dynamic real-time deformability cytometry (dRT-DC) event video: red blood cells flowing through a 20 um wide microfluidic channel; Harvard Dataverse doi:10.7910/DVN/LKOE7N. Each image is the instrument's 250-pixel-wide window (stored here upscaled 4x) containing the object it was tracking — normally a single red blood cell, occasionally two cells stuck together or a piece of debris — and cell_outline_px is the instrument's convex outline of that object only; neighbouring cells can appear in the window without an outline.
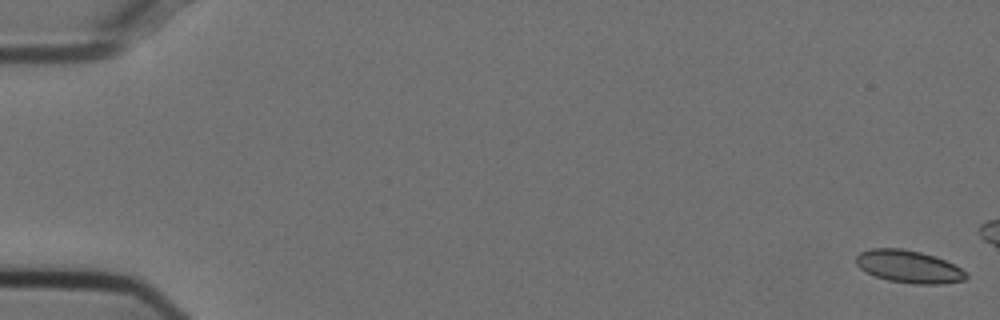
{"species": "Egyptian fruit bat (a non-hibernating species)", "species_latin": "Rousettus aegyptiacus", "temperature_condition": "cold", "stored_images_in_passage": 15, "camera_frame_rate_fps": 3000, "um_per_image_px": 0.085, "animal": {"sex": "female"}, "frame": {"image": 1, "passage_image": 1, "time_ms": 0.0, "image_size_px": [1000, 320], "cell_outline_px": [[968, 276], [964, 280], [940, 284], [916, 284], [888, 280], [876, 276], [860, 268], [856, 264], [856, 256], [860, 252], [872, 248], [900, 248], [920, 252], [936, 256], [968, 272]], "centroid_in_image_um": [77.26, 22.66], "position_along_channel_um": 7.7, "area_um2": 20.75}}